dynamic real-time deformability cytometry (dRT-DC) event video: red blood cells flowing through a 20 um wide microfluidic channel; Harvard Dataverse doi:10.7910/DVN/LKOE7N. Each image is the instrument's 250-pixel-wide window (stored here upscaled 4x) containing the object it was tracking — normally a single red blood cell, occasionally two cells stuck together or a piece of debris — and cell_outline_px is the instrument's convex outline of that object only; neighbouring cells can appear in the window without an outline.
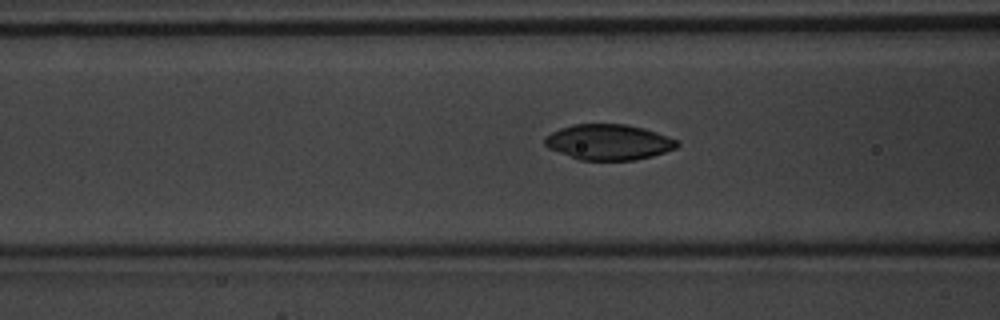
{"species": "common noctule bat (a hibernating species)", "species_latin": "Nyctalus noctula", "temperature_condition": "warm", "stored_images_in_passage": 35, "camera_frame_rate_fps": 3000, "um_per_image_px": 0.085, "animal": {"sex": "male", "body_mass_g": 20.1, "forearm_length_mm": 53.5}, "frame": {"image": 1, "passage_image": 6, "time_ms": 1.667, "image_size_px": [1000, 320], "cell_outline_px": [[680, 144], [676, 148], [652, 156], [636, 160], [580, 160], [548, 148], [544, 144], [544, 136], [560, 128], [576, 124], [624, 124], [644, 128], [680, 140]], "centroid_in_image_um": [51.75, 12.08], "position_along_channel_um": 114.9, "area_um2": 27.51}}
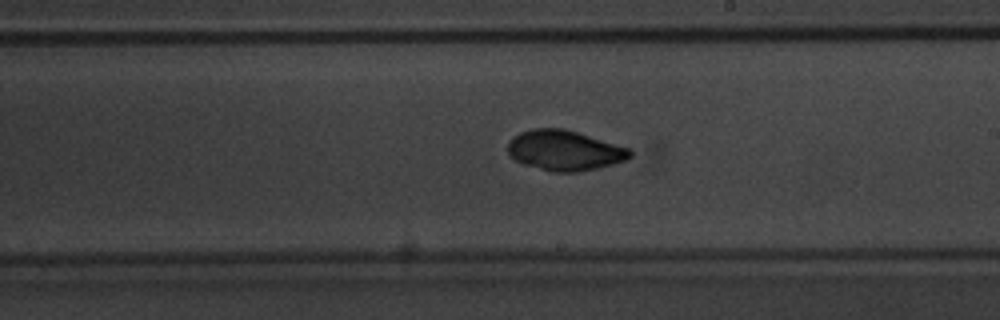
{"frame": {"image": 2, "passage_image": 15, "time_ms": 4.667, "image_size_px": [1000, 320], "cell_outline_px": [[632, 156], [624, 160], [612, 164], [596, 168], [576, 172], [552, 172], [524, 164], [516, 160], [508, 152], [508, 144], [512, 136], [520, 132], [532, 128], [564, 128], [632, 148]], "centroid_in_image_um": [48.0, 12.77], "position_along_channel_um": 241.0, "area_um2": 28.67}}
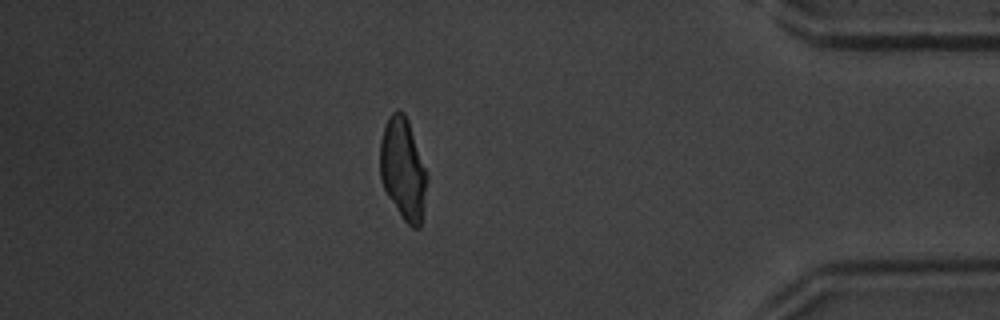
{"frame": {"image": 3, "passage_image": 29, "time_ms": 9.333, "image_size_px": [1000, 320], "cell_outline_px": [[428, 180], [424, 208], [420, 228], [412, 228], [404, 220], [388, 196], [384, 188], [380, 176], [380, 140], [388, 116], [392, 112], [404, 112], [408, 120], [428, 176]], "centroid_in_image_um": [34.27, 14.39], "position_along_channel_um": 400.9, "area_um2": 27.74}, "authors_computed_cell_mechanics": {"area_um2": 27.9174, "velocity_mm_per_s": 4.1914, "shape_relaxation_time_tau1_ms": 2.5346, "shape_relaxation_time_tau2_ms": 3.4674, "deformation_change_tau1": 0.0702, "deformation_change_tau2": 0.0637}}